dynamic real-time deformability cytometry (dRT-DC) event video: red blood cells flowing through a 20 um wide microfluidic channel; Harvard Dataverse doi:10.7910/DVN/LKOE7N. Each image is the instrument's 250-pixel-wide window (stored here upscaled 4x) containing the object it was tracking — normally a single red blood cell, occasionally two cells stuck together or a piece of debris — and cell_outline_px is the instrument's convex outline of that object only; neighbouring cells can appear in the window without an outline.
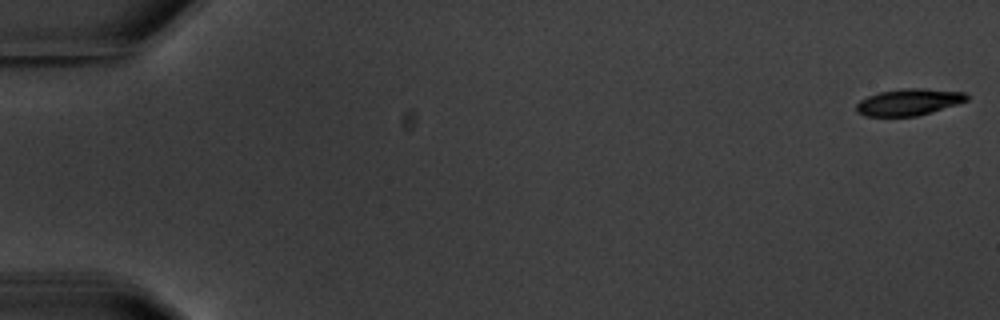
{"species": "common noctule bat (a hibernating species)", "species_latin": "Nyctalus noctula", "temperature_condition": "warm", "stored_images_in_passage": 5, "camera_frame_rate_fps": 3000, "um_per_image_px": 0.085, "animal": {"sex": "male", "body_mass_g": 20.1, "forearm_length_mm": 53.5}, "frame": {"image": 1, "passage_image": 1, "time_ms": 0.0, "image_size_px": [1000, 320], "cell_outline_px": [[968, 100], [932, 112], [916, 116], [864, 116], [856, 112], [856, 104], [860, 100], [868, 96], [880, 92], [904, 88], [924, 88], [964, 92], [968, 96]], "centroid_in_image_um": [77.23, 8.67], "position_along_channel_um": 7.8, "area_um2": 17.11}}
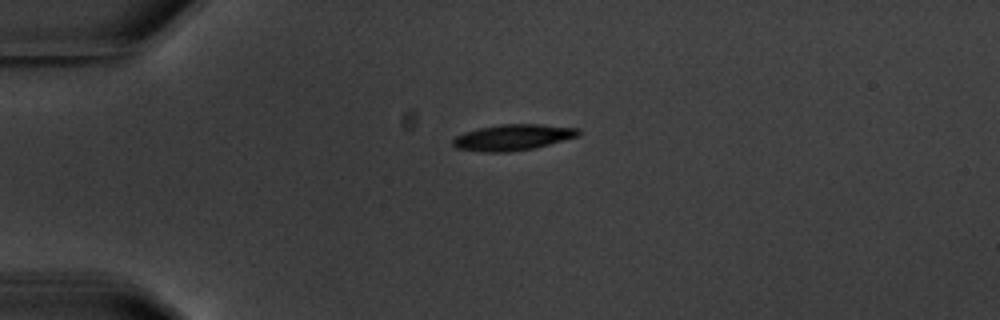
{"frame": {"image": 2, "passage_image": 3, "time_ms": 4.667, "image_size_px": [1000, 320], "cell_outline_px": [[580, 136], [532, 148], [508, 152], [484, 152], [456, 148], [452, 144], [452, 140], [456, 136], [464, 132], [480, 128], [500, 124], [540, 124], [580, 128]], "centroid_in_image_um": [43.6, 11.67], "position_along_channel_um": 41.4, "area_um2": 18.96}}